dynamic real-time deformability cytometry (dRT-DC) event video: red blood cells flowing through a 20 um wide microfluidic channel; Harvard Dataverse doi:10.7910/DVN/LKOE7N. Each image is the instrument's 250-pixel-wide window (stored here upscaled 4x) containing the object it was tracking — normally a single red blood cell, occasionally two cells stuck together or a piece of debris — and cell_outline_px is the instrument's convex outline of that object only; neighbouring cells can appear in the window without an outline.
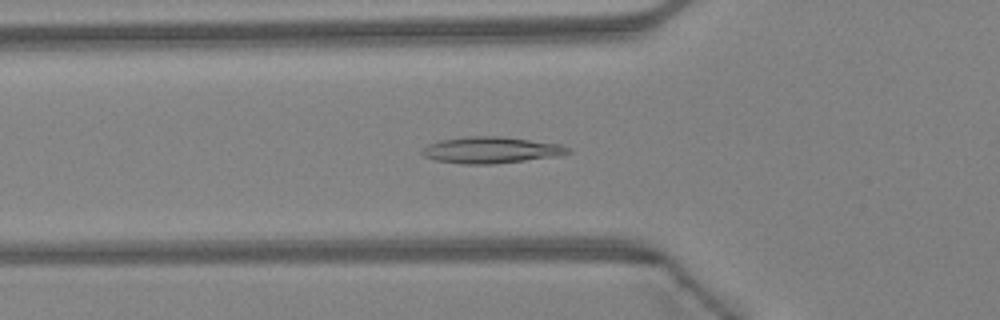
{"species": "Egyptian fruit bat (a non-hibernating species)", "species_latin": "Rousettus aegyptiacus", "temperature_condition": "warm", "stored_images_in_passage": 46, "camera_frame_rate_fps": 3000, "um_per_image_px": 0.085, "animal": {"sex": "female"}, "frame": {"image": 1, "passage_image": 16, "time_ms": 5.0, "image_size_px": [1000, 320], "cell_outline_px": [[572, 152], [560, 156], [492, 164], [460, 164], [436, 160], [424, 156], [420, 152], [428, 144], [440, 140], [468, 136], [500, 136], [560, 144], [572, 148]], "centroid_in_image_um": [41.77, 12.75], "position_along_channel_um": 84.0, "area_um2": 22.54}}
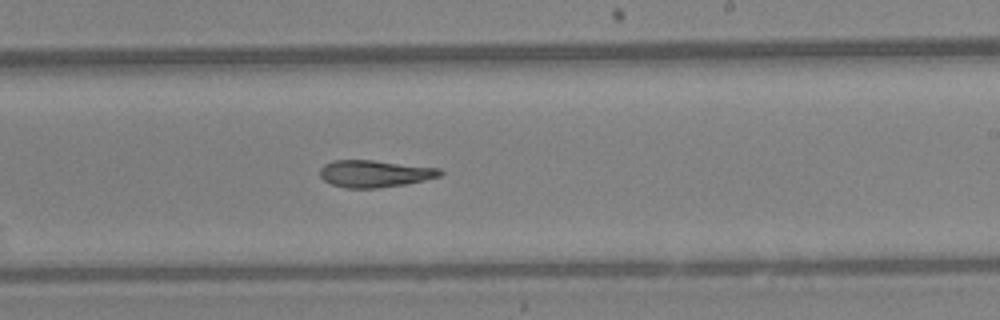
{"frame": {"image": 2, "passage_image": 28, "time_ms": 9.0, "image_size_px": [1000, 320], "cell_outline_px": [[444, 172], [440, 176], [424, 180], [404, 184], [376, 188], [344, 188], [332, 184], [324, 180], [320, 176], [320, 168], [324, 164], [332, 160], [372, 160], [440, 168]], "centroid_in_image_um": [31.83, 14.75], "position_along_channel_um": 257.2, "area_um2": 18.9}}
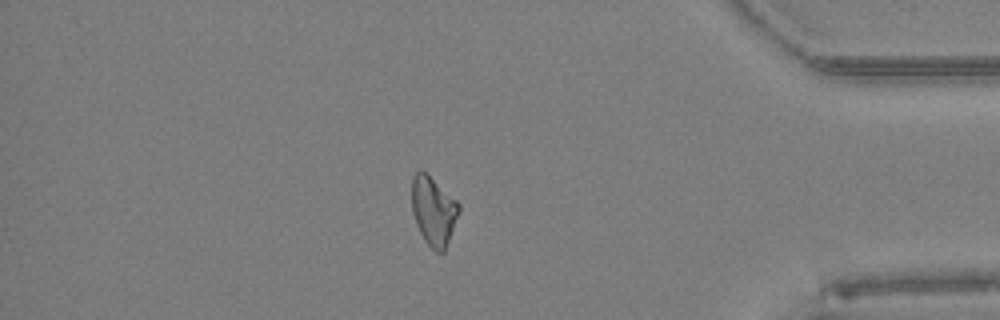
{"frame": {"image": 3, "passage_image": 40, "time_ms": 13.0, "image_size_px": [1000, 320], "cell_outline_px": [[460, 212], [444, 252], [436, 252], [424, 240], [416, 224], [412, 212], [412, 176], [420, 168], [456, 200], [460, 204]], "centroid_in_image_um": [36.84, 17.93], "position_along_channel_um": 398.4, "area_um2": 18.79}, "authors_computed_cell_mechanics": {"area_um2": 19.9988, "velocity_mm_per_s": 4.3416, "shape_relaxation_time_tau1_ms": null, "shape_relaxation_time_tau2_ms": 3.9411, "deformation_change_tau1": null, "deformation_change_tau2": 0.1131}}